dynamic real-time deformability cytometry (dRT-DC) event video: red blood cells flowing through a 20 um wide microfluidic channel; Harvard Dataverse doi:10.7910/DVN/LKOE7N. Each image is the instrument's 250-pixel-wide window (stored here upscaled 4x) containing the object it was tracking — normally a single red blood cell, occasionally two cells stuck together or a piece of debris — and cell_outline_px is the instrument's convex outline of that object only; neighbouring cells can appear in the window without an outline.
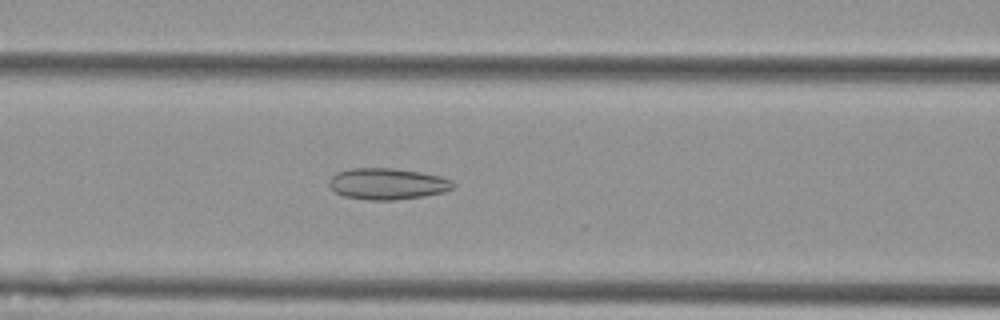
{"species": "Egyptian fruit bat (a non-hibernating species)", "species_latin": "Rousettus aegyptiacus", "temperature_condition": "cold", "stored_images_in_passage": 32, "camera_frame_rate_fps": 3000, "um_per_image_px": 0.085, "animal": {"sex": "female"}, "frame": {"image": 1, "passage_image": 19, "time_ms": 6.0, "image_size_px": [1000, 320], "cell_outline_px": [[456, 188], [444, 192], [424, 196], [396, 200], [368, 200], [344, 196], [336, 192], [328, 184], [328, 180], [336, 172], [348, 168], [392, 168], [420, 172], [440, 176], [452, 180], [456, 184]], "centroid_in_image_um": [32.95, 15.62], "position_along_channel_um": 133.7, "area_um2": 22.89}}
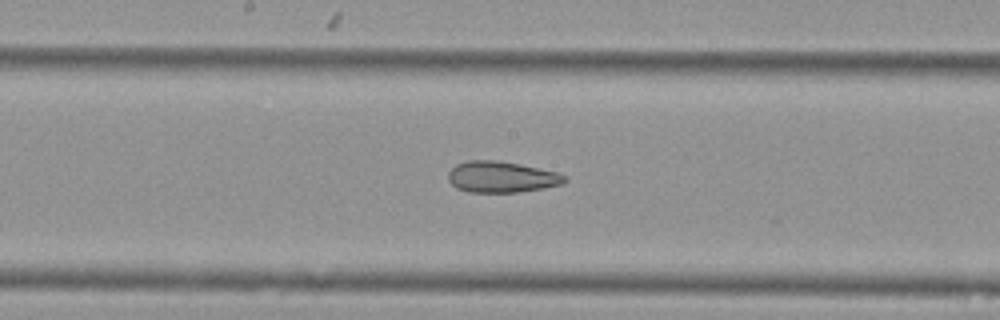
{"frame": {"image": 2, "passage_image": 25, "time_ms": 8.0, "image_size_px": [1000, 320], "cell_outline_px": [[568, 180], [564, 184], [544, 188], [516, 192], [468, 192], [456, 188], [448, 180], [448, 172], [456, 164], [468, 160], [496, 160], [520, 164], [556, 172], [568, 176]], "centroid_in_image_um": [42.64, 15.04], "position_along_channel_um": 205.6, "area_um2": 21.27}}
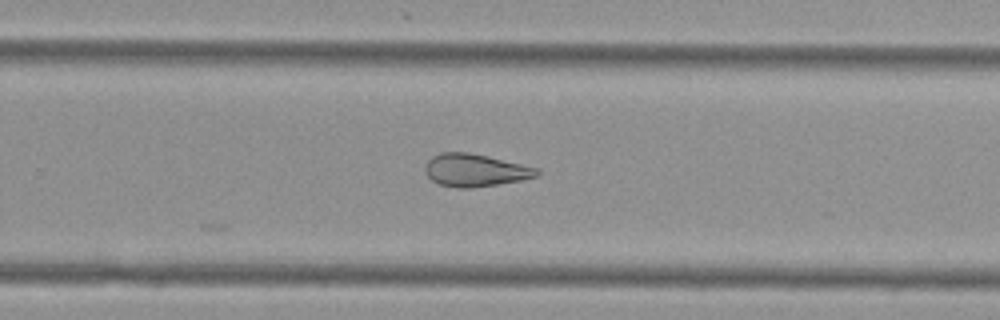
{"frame": {"image": 3, "passage_image": 32, "time_ms": 10.333, "image_size_px": [1000, 320], "cell_outline_px": [[540, 172], [536, 176], [520, 180], [472, 188], [456, 188], [440, 184], [432, 180], [424, 172], [424, 168], [428, 160], [432, 156], [440, 152], [468, 152], [488, 156], [536, 168]], "centroid_in_image_um": [40.32, 14.46], "position_along_channel_um": 289.5, "area_um2": 21.04}}